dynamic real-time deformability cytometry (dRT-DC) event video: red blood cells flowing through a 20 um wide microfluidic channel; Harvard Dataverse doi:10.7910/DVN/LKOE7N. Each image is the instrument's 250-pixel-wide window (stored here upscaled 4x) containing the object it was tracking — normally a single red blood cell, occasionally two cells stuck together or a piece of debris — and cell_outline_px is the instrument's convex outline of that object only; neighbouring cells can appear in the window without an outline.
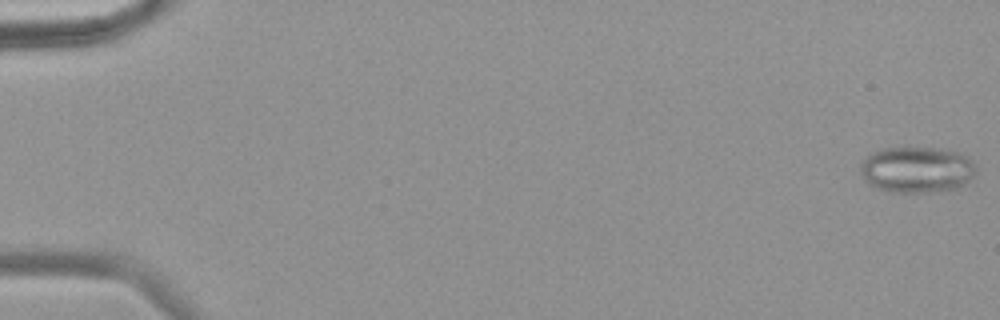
{"species": "common noctule bat (a hibernating species)", "species_latin": "Nyctalus noctula", "temperature_condition": "warm", "stored_images_in_passage": 58, "camera_frame_rate_fps": 3000, "um_per_image_px": 0.085, "animal": {"sex": "female", "body_mass_g": 18.4}, "frame": {"image": 1, "passage_image": 1, "time_ms": 0.0, "image_size_px": [1000, 320], "cell_outline_px": [[976, 168], [972, 176], [964, 184], [956, 188], [928, 192], [888, 192], [876, 188], [868, 184], [864, 180], [860, 172], [860, 164], [872, 152], [884, 148], [936, 148], [956, 152], [968, 156], [976, 164]], "centroid_in_image_um": [77.9, 14.42], "position_along_channel_um": 7.1, "area_um2": 31.04}}
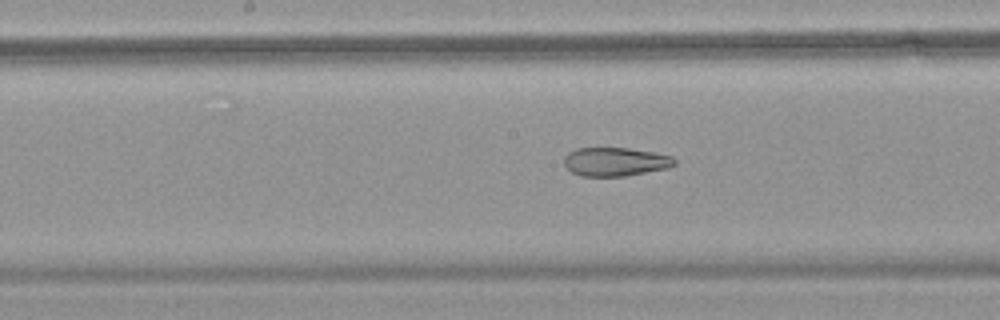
{"frame": {"image": 2, "passage_image": 31, "time_ms": 10.0, "image_size_px": [1000, 320], "cell_outline_px": [[676, 164], [668, 168], [624, 176], [580, 176], [572, 172], [564, 164], [564, 156], [568, 152], [576, 148], [628, 148], [652, 152], [672, 156], [676, 160]], "centroid_in_image_um": [52.29, 13.74], "position_along_channel_um": 195.9, "area_um2": 18.44}}
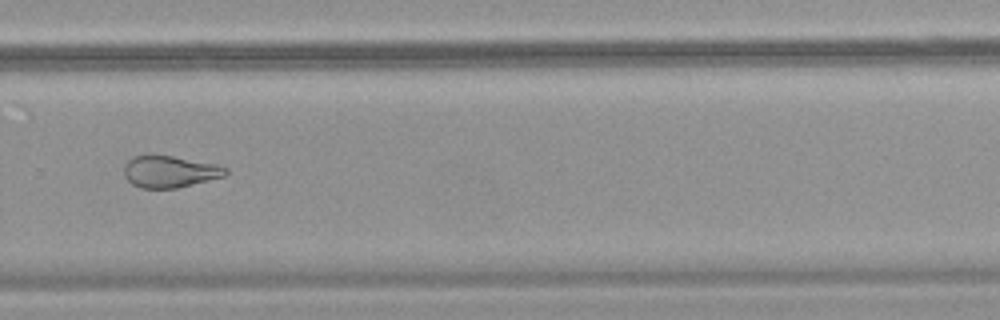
{"frame": {"image": 3, "passage_image": 41, "time_ms": 13.333, "image_size_px": [1000, 320], "cell_outline_px": [[228, 172], [224, 176], [176, 188], [140, 188], [132, 184], [124, 176], [124, 164], [132, 156], [172, 156], [216, 164], [228, 168]], "centroid_in_image_um": [14.41, 14.59], "position_along_channel_um": 315.4, "area_um2": 18.61}, "authors_computed_cell_mechanics": {"area_um2": 25.143, "velocity_mm_per_s": 3.5948, "shape_relaxation_time_tau1_ms": null, "shape_relaxation_time_tau2_ms": 2.8603, "deformation_change_tau1": null, "deformation_change_tau2": 0.1147}}